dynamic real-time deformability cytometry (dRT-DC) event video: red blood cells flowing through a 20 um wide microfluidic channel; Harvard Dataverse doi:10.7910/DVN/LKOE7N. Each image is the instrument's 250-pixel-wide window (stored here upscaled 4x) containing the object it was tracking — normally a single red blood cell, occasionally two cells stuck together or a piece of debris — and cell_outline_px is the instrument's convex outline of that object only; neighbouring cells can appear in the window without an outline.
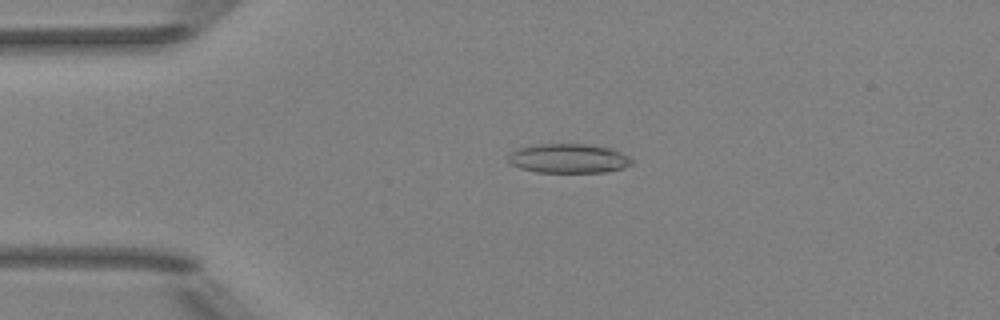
{"species": "Egyptian fruit bat (a non-hibernating species)", "species_latin": "Rousettus aegyptiacus", "temperature_condition": "room temperature", "stored_images_in_passage": 4, "camera_frame_rate_fps": 3000, "um_per_image_px": 0.085, "animal": {"sex": "female"}, "frame": {"image": 1, "passage_image": 3, "time_ms": 2.0, "image_size_px": [1000, 320], "cell_outline_px": [[632, 164], [624, 168], [604, 172], [536, 172], [520, 168], [512, 164], [508, 160], [508, 152], [516, 148], [532, 144], [584, 144], [612, 148], [628, 156], [632, 160]], "centroid_in_image_um": [48.29, 13.46], "position_along_channel_um": 36.7, "area_um2": 21.27}}